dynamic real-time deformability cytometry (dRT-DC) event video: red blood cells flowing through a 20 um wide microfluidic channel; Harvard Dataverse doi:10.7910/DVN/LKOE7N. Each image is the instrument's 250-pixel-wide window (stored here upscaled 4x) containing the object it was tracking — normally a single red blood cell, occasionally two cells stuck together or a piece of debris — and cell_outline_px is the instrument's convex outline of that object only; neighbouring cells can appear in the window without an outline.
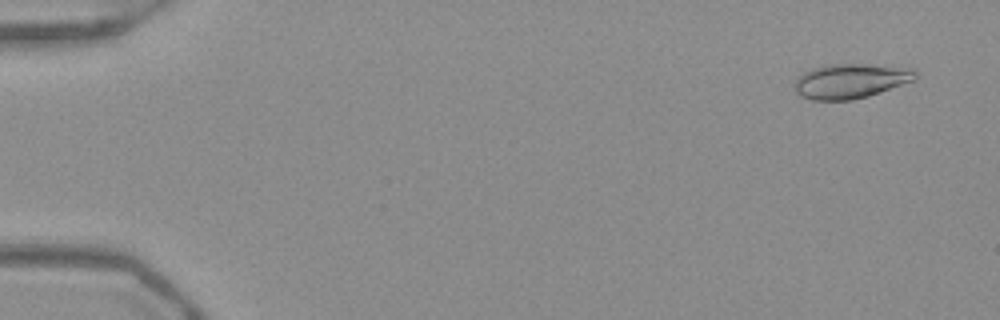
{"species": "Egyptian fruit bat (a non-hibernating species)", "species_latin": "Rousettus aegyptiacus", "temperature_condition": "warm", "stored_images_in_passage": 50, "camera_frame_rate_fps": 3000, "um_per_image_px": 0.085, "frame": {"image": 1, "passage_image": 1, "time_ms": 0.0, "image_size_px": [1000, 320], "cell_outline_px": [[916, 76], [912, 80], [868, 96], [852, 100], [812, 100], [800, 96], [796, 92], [792, 84], [796, 76], [812, 68], [824, 64], [868, 64], [916, 68]], "centroid_in_image_um": [72.22, 6.87], "position_along_channel_um": 12.8, "area_um2": 24.62}}
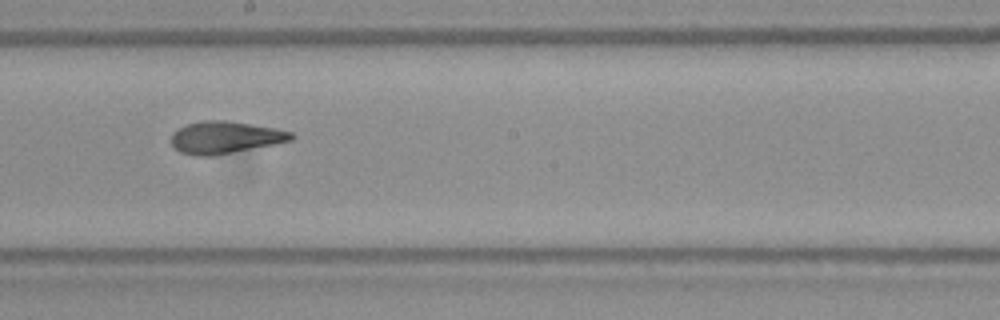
{"frame": {"image": 2, "passage_image": 28, "time_ms": 9.0, "image_size_px": [1000, 320], "cell_outline_px": [[296, 136], [292, 140], [276, 144], [212, 156], [196, 156], [180, 152], [172, 144], [172, 132], [188, 124], [204, 120], [228, 120], [276, 128], [292, 132]], "centroid_in_image_um": [19.17, 11.68], "position_along_channel_um": 229.0, "area_um2": 22.54}}
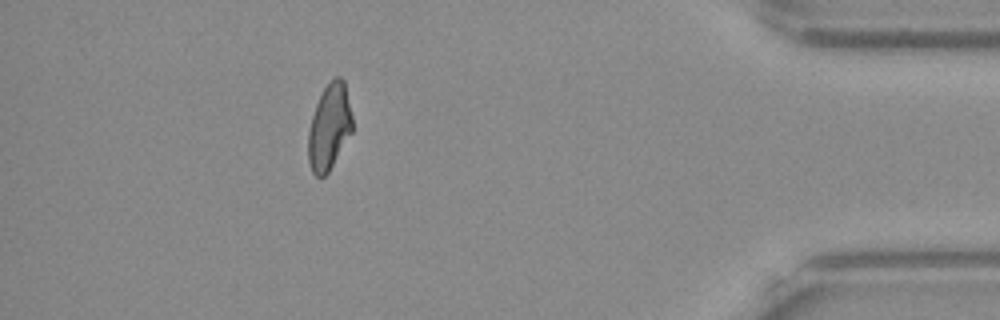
{"frame": {"image": 3, "passage_image": 45, "time_ms": 14.667, "image_size_px": [1000, 320], "cell_outline_px": [[352, 132], [328, 172], [324, 176], [316, 176], [312, 172], [308, 160], [308, 132], [312, 116], [316, 104], [324, 88], [336, 76], [340, 76], [344, 80], [352, 116]], "centroid_in_image_um": [27.99, 10.79], "position_along_channel_um": 407.2, "area_um2": 21.85}, "authors_computed_cell_mechanics": {"area_um2": 22.8599, "velocity_mm_per_s": 3.9456, "shape_relaxation_time_tau1_ms": null, "shape_relaxation_time_tau2_ms": 1.7608, "deformation_change_tau1": null, "deformation_change_tau2": 0.0817}}